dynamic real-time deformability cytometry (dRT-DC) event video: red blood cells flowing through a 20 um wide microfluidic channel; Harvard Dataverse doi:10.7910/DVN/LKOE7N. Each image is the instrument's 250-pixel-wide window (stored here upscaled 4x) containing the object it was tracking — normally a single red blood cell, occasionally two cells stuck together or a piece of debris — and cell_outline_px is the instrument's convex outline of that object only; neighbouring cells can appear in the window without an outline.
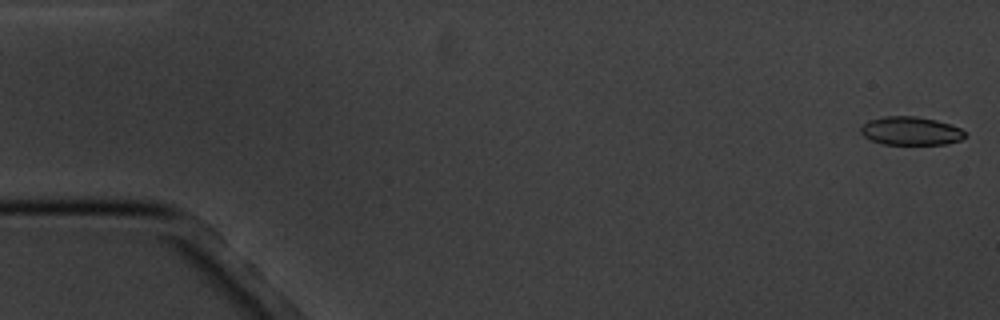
{"species": "common noctule bat (a hibernating species)", "species_latin": "Nyctalus noctula", "temperature_condition": "cold", "stored_images_in_passage": 9, "camera_frame_rate_fps": 3000, "um_per_image_px": 0.085, "animal": {"sex": "male", "body_mass_g": 20.1, "forearm_length_mm": 53.5}, "frame": {"image": 1, "passage_image": 1, "time_ms": 0.0, "image_size_px": [1000, 320], "cell_outline_px": [[968, 136], [960, 140], [948, 144], [884, 144], [872, 140], [864, 136], [860, 132], [860, 128], [868, 120], [884, 116], [916, 116], [936, 120], [960, 128]], "centroid_in_image_um": [77.42, 11.13], "position_along_channel_um": 7.6, "area_um2": 17.22}}
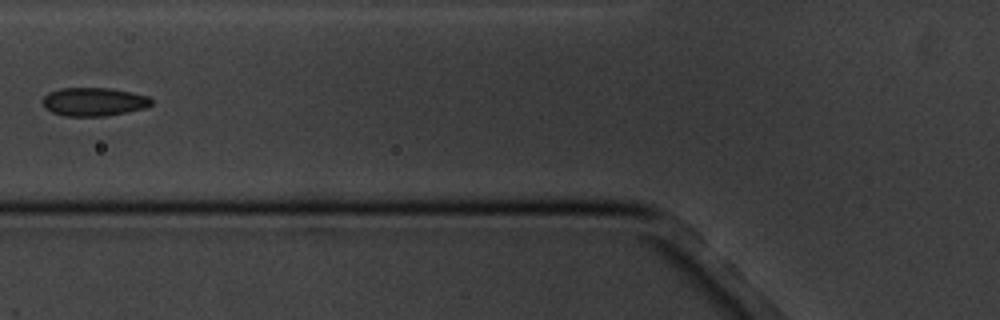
{"frame": {"image": 2, "passage_image": 7, "time_ms": 7.0, "image_size_px": [1000, 320], "cell_outline_px": [[152, 104], [144, 108], [128, 112], [104, 116], [64, 116], [52, 112], [44, 108], [44, 96], [48, 92], [60, 88], [112, 88], [132, 92], [148, 96], [152, 100]], "centroid_in_image_um": [7.98, 8.65], "position_along_channel_um": 117.8, "area_um2": 18.09}}
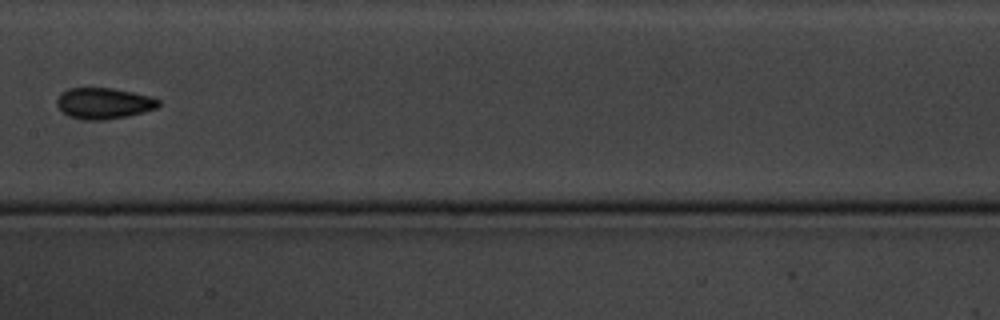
{"frame": {"image": 3, "passage_image": 9, "time_ms": 9.333, "image_size_px": [1000, 320], "cell_outline_px": [[160, 104], [156, 108], [144, 112], [128, 116], [104, 120], [80, 120], [68, 116], [56, 104], [56, 100], [68, 88], [112, 88], [152, 96], [160, 100]], "centroid_in_image_um": [8.85, 8.79], "position_along_channel_um": 198.6, "area_um2": 18.44}}